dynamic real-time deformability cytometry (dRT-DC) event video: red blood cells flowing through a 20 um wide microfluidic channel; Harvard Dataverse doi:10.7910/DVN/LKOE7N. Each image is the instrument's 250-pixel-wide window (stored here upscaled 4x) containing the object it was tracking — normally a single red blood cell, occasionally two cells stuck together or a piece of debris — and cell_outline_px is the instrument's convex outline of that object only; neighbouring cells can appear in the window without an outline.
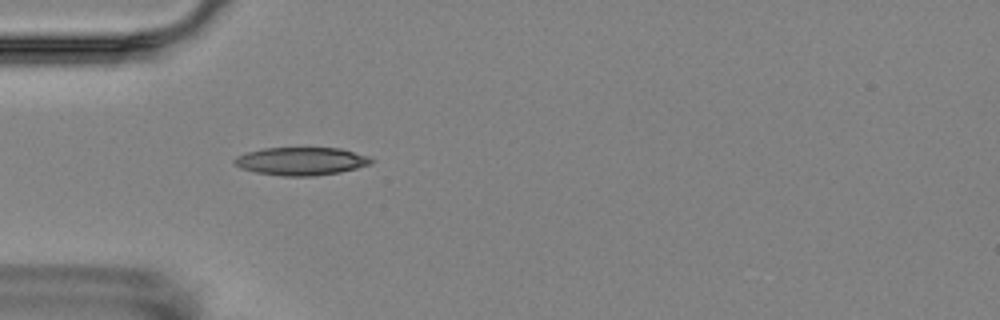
{"species": "Egyptian fruit bat (a non-hibernating species)", "species_latin": "Rousettus aegyptiacus", "temperature_condition": "room temperature", "stored_images_in_passage": 4, "camera_frame_rate_fps": 3000, "um_per_image_px": 0.085, "animal": {"sex": "female"}, "frame": {"image": 1, "passage_image": 4, "time_ms": 4.333, "image_size_px": [1000, 320], "cell_outline_px": [[376, 160], [372, 164], [340, 172], [312, 176], [284, 176], [256, 172], [240, 168], [232, 160], [236, 156], [248, 152], [264, 148], [340, 148], [368, 156]], "centroid_in_image_um": [25.62, 13.7], "position_along_channel_um": 59.4, "area_um2": 22.25}}